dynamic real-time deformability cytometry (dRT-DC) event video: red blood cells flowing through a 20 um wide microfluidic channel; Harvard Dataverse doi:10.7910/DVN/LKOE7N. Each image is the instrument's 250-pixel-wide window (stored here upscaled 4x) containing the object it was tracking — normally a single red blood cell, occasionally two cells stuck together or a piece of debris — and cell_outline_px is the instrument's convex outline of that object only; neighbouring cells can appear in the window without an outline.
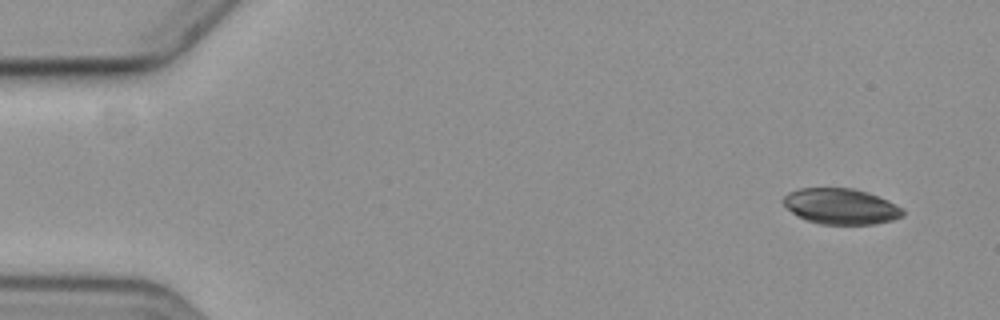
{"species": "common noctule bat (a hibernating species)", "species_latin": "Nyctalus noctula", "temperature_condition": "cold", "stored_images_in_passage": 4, "camera_frame_rate_fps": 3000, "um_per_image_px": 0.085, "animal": {"sex": "female", "body_mass_g": 19.3, "forearm_length_mm": 54.1}, "frame": {"image": 1, "passage_image": 1, "time_ms": 0.0, "image_size_px": [1000, 320], "cell_outline_px": [[904, 216], [892, 220], [876, 224], [820, 224], [808, 220], [792, 212], [784, 204], [784, 196], [788, 192], [800, 188], [852, 188], [868, 192], [888, 200], [900, 208], [904, 212]], "centroid_in_image_um": [71.49, 17.53], "position_along_channel_um": 13.5, "area_um2": 24.68}}
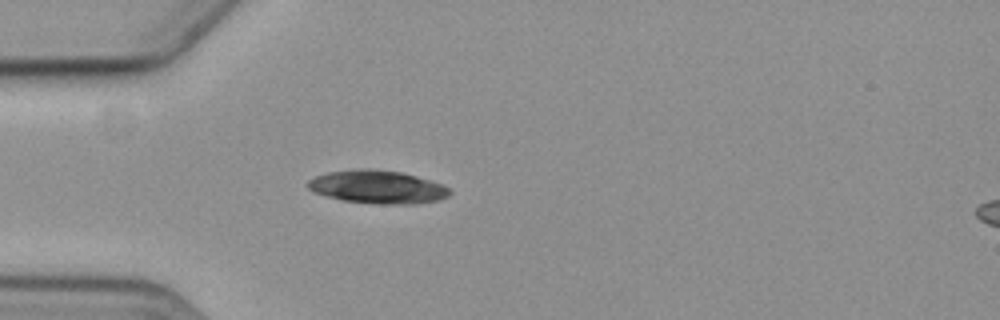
{"frame": {"image": 2, "passage_image": 4, "time_ms": 4.333, "image_size_px": [1000, 320], "cell_outline_px": [[452, 192], [448, 196], [440, 200], [416, 204], [380, 204], [344, 200], [328, 196], [316, 192], [308, 188], [308, 180], [316, 176], [328, 172], [356, 168], [372, 168], [400, 172], [416, 176], [440, 184], [448, 188]], "centroid_in_image_um": [32.11, 15.88], "position_along_channel_um": 52.9, "area_um2": 27.22}}